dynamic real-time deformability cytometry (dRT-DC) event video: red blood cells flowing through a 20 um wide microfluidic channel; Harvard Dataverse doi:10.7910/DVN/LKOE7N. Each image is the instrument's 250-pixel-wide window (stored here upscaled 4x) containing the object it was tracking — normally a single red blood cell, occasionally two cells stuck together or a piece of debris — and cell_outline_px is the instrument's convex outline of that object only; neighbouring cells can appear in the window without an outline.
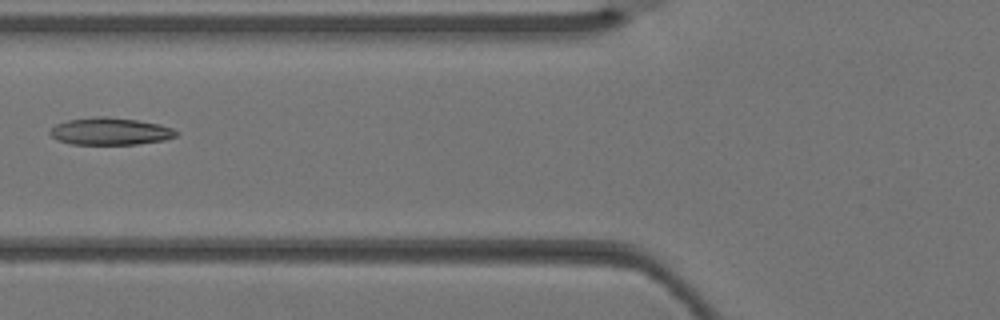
{"species": "Egyptian fruit bat (a non-hibernating species)", "species_latin": "Rousettus aegyptiacus", "temperature_condition": "warm", "stored_images_in_passage": 2, "camera_frame_rate_fps": 3000, "um_per_image_px": 0.085, "animal": {"sex": "female"}, "frame": {"image": 1, "passage_image": 2, "time_ms": 0.333, "image_size_px": [1000, 320], "cell_outline_px": [[180, 132], [176, 136], [164, 140], [136, 144], [72, 144], [56, 140], [48, 132], [56, 124], [68, 120], [96, 116], [104, 116], [136, 120], [160, 124], [172, 128]], "centroid_in_image_um": [9.37, 11.16], "position_along_channel_um": 116.4, "area_um2": 20.0}}